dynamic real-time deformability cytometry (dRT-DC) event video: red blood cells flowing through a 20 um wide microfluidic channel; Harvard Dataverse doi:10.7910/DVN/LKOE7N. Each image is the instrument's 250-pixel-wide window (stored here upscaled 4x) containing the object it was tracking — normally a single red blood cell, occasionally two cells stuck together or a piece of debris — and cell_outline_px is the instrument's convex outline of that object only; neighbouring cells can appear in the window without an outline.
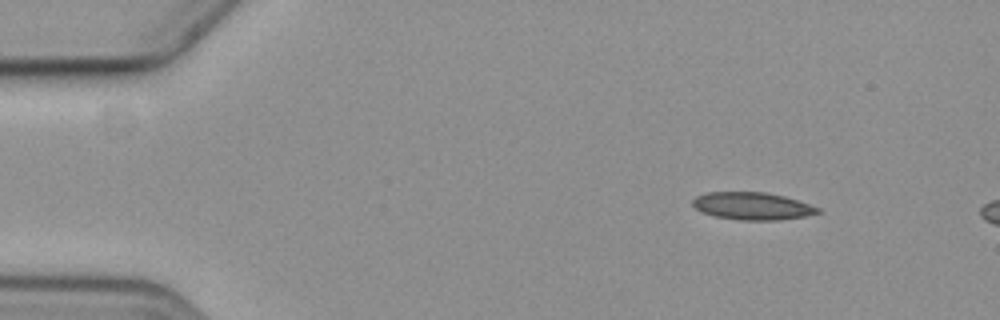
{"species": "common noctule bat (a hibernating species)", "species_latin": "Nyctalus noctula", "temperature_condition": "cold", "stored_images_in_passage": 5, "segment_of_instrument_passage": [2, 2], "camera_frame_rate_fps": 3000, "um_per_image_px": 0.085, "animal": {"sex": "female", "body_mass_g": 19.3, "forearm_length_mm": 54.1}, "frame": {"image": 1, "passage_image": 5, "time_ms": 5.667, "image_size_px": [1000, 320], "cell_outline_px": [[824, 212], [804, 216], [780, 220], [740, 220], [716, 216], [704, 212], [696, 208], [692, 204], [692, 200], [696, 196], [708, 192], [764, 192], [784, 196], [820, 208]], "centroid_in_image_um": [63.97, 17.51], "position_along_channel_um": 21.0, "area_um2": 19.88}}